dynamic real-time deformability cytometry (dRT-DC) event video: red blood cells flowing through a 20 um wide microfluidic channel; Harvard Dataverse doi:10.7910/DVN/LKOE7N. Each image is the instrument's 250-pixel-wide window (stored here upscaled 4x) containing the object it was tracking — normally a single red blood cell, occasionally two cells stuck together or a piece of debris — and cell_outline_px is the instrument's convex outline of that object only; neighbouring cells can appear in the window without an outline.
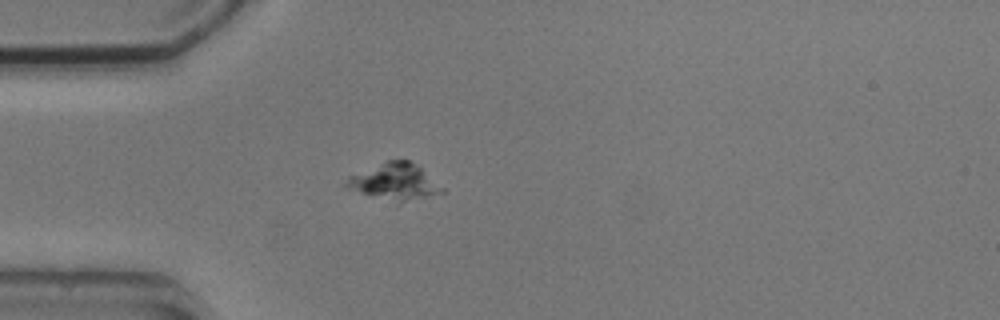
{"species": "common noctule bat (a hibernating species)", "species_latin": "Nyctalus noctula", "temperature_condition": "cold", "stored_images_in_passage": 2, "camera_frame_rate_fps": 3000, "um_per_image_px": 0.085, "animal": {"sex": "male", "body_mass_g": 20.5, "forearm_length_mm": 52.5}, "frame": {"image": 1, "passage_image": 1, "time_ms": 0.0, "image_size_px": [1000, 320], "cell_outline_px": [[444, 192], [404, 200], [400, 200], [344, 188], [344, 184], [348, 176], [388, 160], [408, 160], [420, 168], [444, 188]], "centroid_in_image_um": [33.51, 15.38], "position_along_channel_um": 51.5, "area_um2": 18.96}}